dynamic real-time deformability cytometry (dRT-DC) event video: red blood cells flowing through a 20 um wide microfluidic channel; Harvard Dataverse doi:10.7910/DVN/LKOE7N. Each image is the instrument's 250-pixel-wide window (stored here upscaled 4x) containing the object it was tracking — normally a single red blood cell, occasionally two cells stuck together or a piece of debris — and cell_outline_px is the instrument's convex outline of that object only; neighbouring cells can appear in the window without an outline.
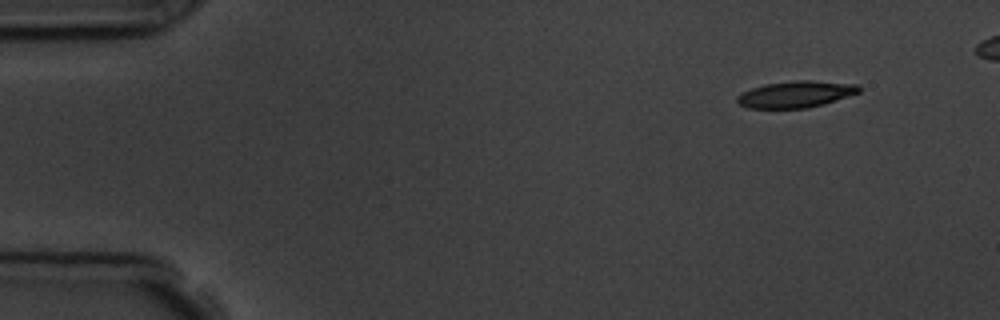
{"species": "common noctule bat (a hibernating species)", "species_latin": "Nyctalus noctula", "temperature_condition": "room temperature", "stored_images_in_passage": 5, "camera_frame_rate_fps": 3000, "um_per_image_px": 0.085, "animal": {"sex": "male", "body_mass_g": 19.5, "forearm_length_mm": 54.6}, "frame": {"image": 1, "passage_image": 1, "time_ms": 0.0, "image_size_px": [1000, 320], "cell_outline_px": [[860, 92], [824, 104], [808, 108], [748, 108], [740, 104], [736, 100], [736, 96], [752, 88], [764, 84], [796, 80], [812, 80], [856, 84], [860, 88]], "centroid_in_image_um": [67.64, 8.01], "position_along_channel_um": 17.4, "area_um2": 18.79}}